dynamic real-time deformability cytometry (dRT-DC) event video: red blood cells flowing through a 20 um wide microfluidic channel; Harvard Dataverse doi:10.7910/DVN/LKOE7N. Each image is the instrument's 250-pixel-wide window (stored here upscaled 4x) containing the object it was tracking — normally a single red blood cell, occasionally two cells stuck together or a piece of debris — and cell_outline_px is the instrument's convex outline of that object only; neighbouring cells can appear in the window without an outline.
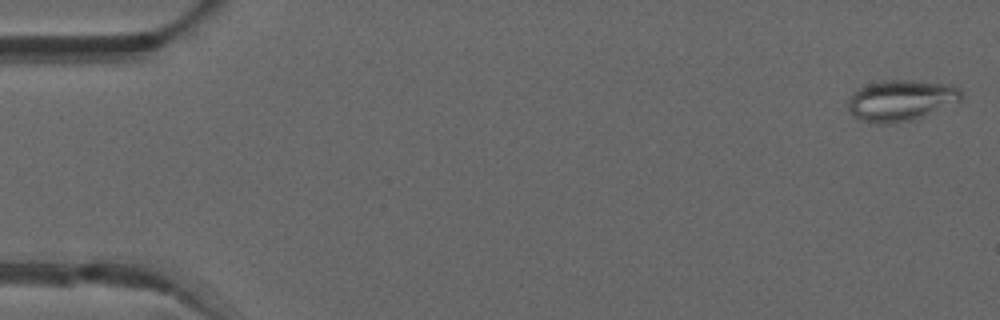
{"species": "common noctule bat (a hibernating species)", "species_latin": "Nyctalus noctula", "temperature_condition": "warm", "stored_images_in_passage": 50, "camera_frame_rate_fps": 3000, "um_per_image_px": 0.085, "animal": {"sex": "male", "forearm_length_mm": 52.5}, "frame": {"image": 1, "passage_image": 1, "time_ms": 0.0, "image_size_px": [1000, 320], "cell_outline_px": [[964, 100], [924, 116], [912, 120], [888, 124], [880, 124], [864, 120], [856, 116], [848, 108], [848, 100], [852, 92], [868, 84], [884, 80], [912, 80], [956, 84], [964, 92]], "centroid_in_image_um": [76.68, 8.51], "position_along_channel_um": 8.3, "area_um2": 27.4}}
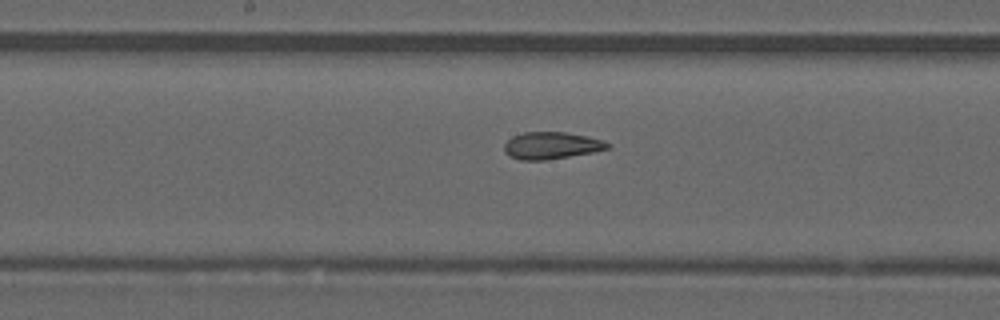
{"frame": {"image": 2, "passage_image": 26, "time_ms": 8.333, "image_size_px": [1000, 320], "cell_outline_px": [[612, 148], [592, 152], [544, 160], [520, 160], [508, 156], [504, 152], [504, 144], [512, 136], [524, 132], [564, 132], [588, 136], [604, 140], [612, 144]], "centroid_in_image_um": [46.88, 12.36], "position_along_channel_um": 201.3, "area_um2": 16.42}}
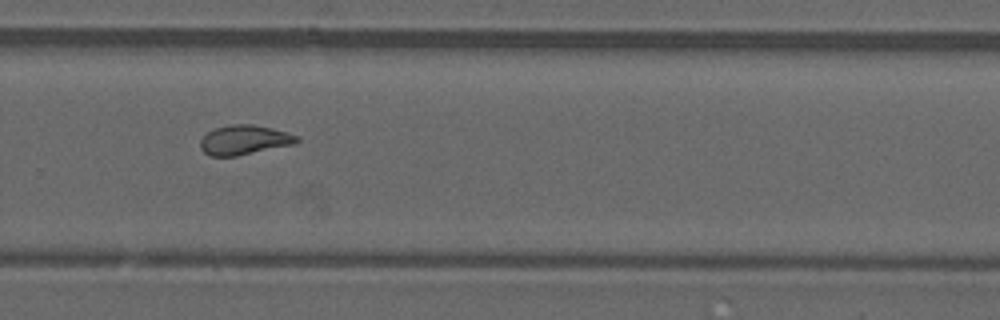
{"frame": {"image": 3, "passage_image": 34, "time_ms": 11.0, "image_size_px": [1000, 320], "cell_outline_px": [[300, 140], [296, 144], [236, 156], [208, 156], [200, 148], [200, 140], [208, 132], [216, 128], [232, 124], [252, 124], [272, 128], [288, 132], [296, 136]], "centroid_in_image_um": [20.77, 11.9], "position_along_channel_um": 309.0, "area_um2": 16.65}, "authors_computed_cell_mechanics": {"area_um2": 17.34, "velocity_mm_per_s": 4.0596, "shape_relaxation_time_tau1_ms": null, "shape_relaxation_time_tau2_ms": 1.8501, "deformation_change_tau1": null, "deformation_change_tau2": 0.0875}}